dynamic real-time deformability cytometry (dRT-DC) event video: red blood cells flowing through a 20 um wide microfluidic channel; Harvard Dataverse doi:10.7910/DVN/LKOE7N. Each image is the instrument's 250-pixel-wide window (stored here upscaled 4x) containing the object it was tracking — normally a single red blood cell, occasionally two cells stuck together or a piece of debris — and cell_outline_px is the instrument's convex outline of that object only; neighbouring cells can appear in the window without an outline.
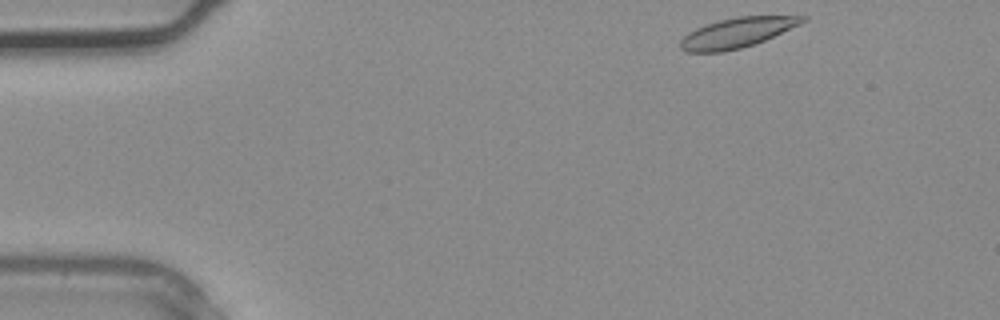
{"species": "common noctule bat (a hibernating species)", "species_latin": "Nyctalus noctula", "temperature_condition": "warm", "stored_images_in_passage": 2, "camera_frame_rate_fps": 3000, "um_per_image_px": 0.085, "animal": {"sex": "male", "body_mass_g": 20.4}, "frame": {"image": 1, "passage_image": 1, "time_ms": 0.0, "image_size_px": [1000, 320], "cell_outline_px": [[808, 20], [800, 24], [764, 40], [740, 48], [724, 52], [684, 52], [680, 48], [680, 40], [688, 32], [696, 28], [720, 20], [740, 16], [808, 16]], "centroid_in_image_um": [62.62, 2.78], "position_along_channel_um": 22.4, "area_um2": 21.04}}